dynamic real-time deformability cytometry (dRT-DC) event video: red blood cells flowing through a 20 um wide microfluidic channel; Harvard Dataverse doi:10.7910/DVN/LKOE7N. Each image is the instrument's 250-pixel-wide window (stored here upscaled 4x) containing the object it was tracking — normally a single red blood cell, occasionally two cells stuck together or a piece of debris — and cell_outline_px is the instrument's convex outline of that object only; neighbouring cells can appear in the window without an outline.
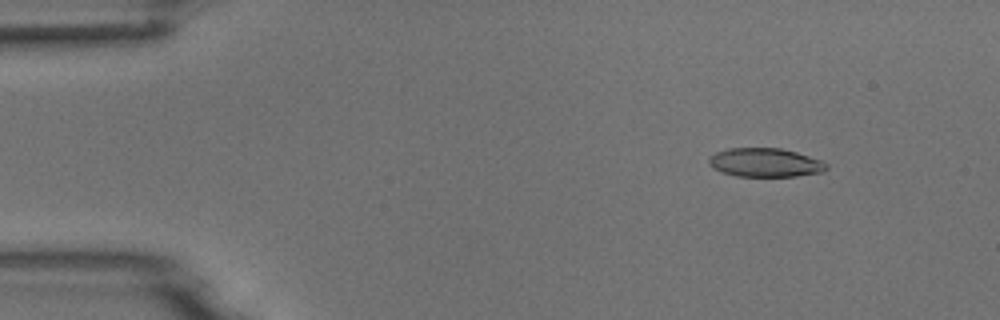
{"species": "common noctule bat (a hibernating species)", "species_latin": "Nyctalus noctula", "temperature_condition": "room temperature", "stored_images_in_passage": 3, "camera_frame_rate_fps": 3000, "um_per_image_px": 0.085, "animal": {"sex": "male", "body_mass_g": 18.8}, "frame": {"image": 1, "passage_image": 1, "time_ms": 0.0, "image_size_px": [1000, 320], "cell_outline_px": [[828, 168], [824, 172], [796, 176], [736, 176], [720, 172], [712, 168], [708, 164], [708, 160], [716, 152], [728, 148], [780, 148], [796, 152], [824, 160], [828, 164]], "centroid_in_image_um": [65.07, 13.82], "position_along_channel_um": 19.9, "area_um2": 19.94}}